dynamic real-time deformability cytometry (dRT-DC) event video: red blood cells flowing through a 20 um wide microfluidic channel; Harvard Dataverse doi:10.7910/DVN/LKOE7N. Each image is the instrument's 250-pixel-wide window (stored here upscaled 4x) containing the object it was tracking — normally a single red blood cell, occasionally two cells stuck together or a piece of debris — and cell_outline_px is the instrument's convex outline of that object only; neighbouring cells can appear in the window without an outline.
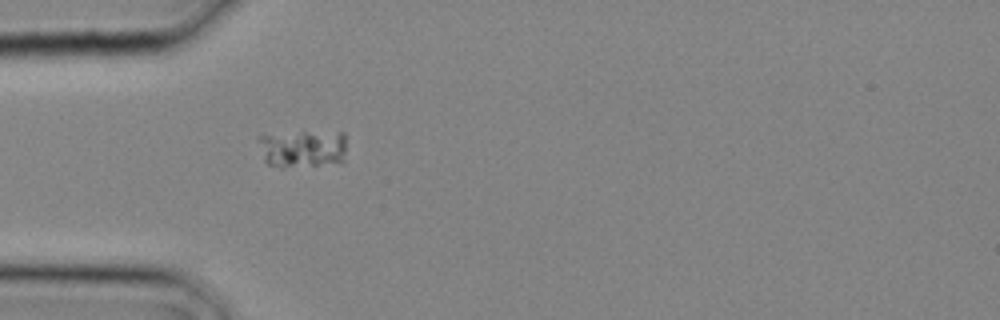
{"species": "common noctule bat (a hibernating species)", "species_latin": "Nyctalus noctula", "temperature_condition": "cold", "stored_images_in_passage": 2, "camera_frame_rate_fps": 3000, "um_per_image_px": 0.085, "animal": {"sex": "male", "body_mass_g": 20.4}, "frame": {"image": 1, "passage_image": 2, "time_ms": 0.333, "image_size_px": [1000, 320], "cell_outline_px": [[344, 160], [316, 164], [284, 168], [280, 168], [268, 164], [264, 160], [256, 136], [300, 132], [344, 132]], "centroid_in_image_um": [25.66, 12.62], "position_along_channel_um": 59.3, "area_um2": 19.07}}